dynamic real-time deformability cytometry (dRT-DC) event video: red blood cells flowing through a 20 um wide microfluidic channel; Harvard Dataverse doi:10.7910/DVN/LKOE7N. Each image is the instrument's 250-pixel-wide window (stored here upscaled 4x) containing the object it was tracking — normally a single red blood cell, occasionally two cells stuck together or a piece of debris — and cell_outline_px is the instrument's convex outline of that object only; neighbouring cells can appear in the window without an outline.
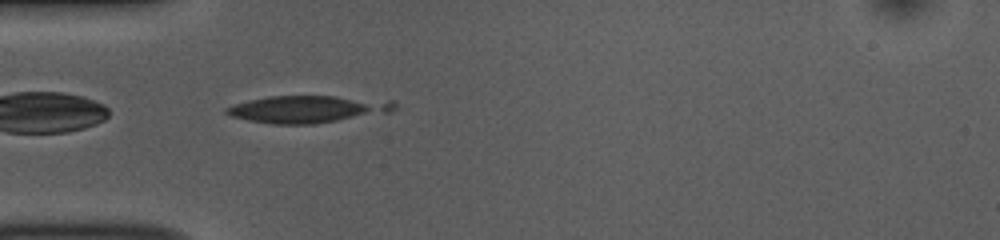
{"species": "common noctule bat (a hibernating species)", "species_latin": "Nyctalus noctula", "temperature_condition": "room temperature", "stored_images_in_passage": 39, "camera_frame_rate_fps": 3000, "um_per_image_px": 0.085, "animal": {"sex": "female", "body_mass_g": 10.0, "forearm_length_mm": 53.1}, "frame": {"image": 1, "passage_image": 1, "time_ms": 0.0, "image_size_px": [1000, 240], "cell_outline_px": [[396, 108], [388, 112], [312, 124], [272, 124], [248, 120], [232, 116], [224, 112], [224, 108], [232, 104], [268, 96], [336, 96], [392, 100], [396, 104]], "centroid_in_image_um": [26.11, 9.26], "position_along_channel_um": 58.9, "area_um2": 26.47}}
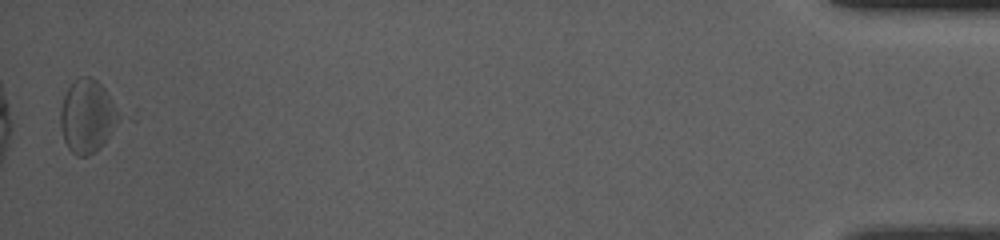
{"frame": {"image": 2, "passage_image": 38, "time_ms": 12.333, "image_size_px": [1000, 240], "cell_outline_px": [[140, 108], [136, 120], [100, 148], [88, 156], [76, 156], [68, 148], [64, 140], [60, 124], [60, 108], [64, 96], [68, 88], [80, 76], [88, 76], [96, 80]], "centroid_in_image_um": [7.93, 9.84], "position_along_channel_um": 427.3, "area_um2": 30.11}}